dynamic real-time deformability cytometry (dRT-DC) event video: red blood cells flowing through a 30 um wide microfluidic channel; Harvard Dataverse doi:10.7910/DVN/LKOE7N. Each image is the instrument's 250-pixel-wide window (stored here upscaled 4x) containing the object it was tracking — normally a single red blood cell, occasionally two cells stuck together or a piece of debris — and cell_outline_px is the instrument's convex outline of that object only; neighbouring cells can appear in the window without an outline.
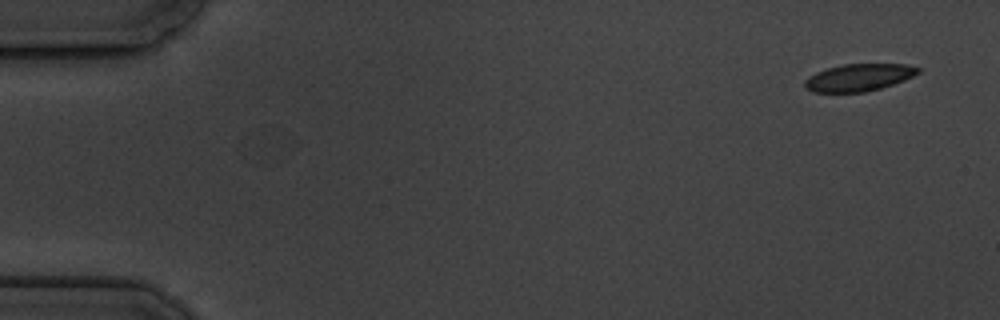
{"species": "common noctule bat (a hibernating species)", "species_latin": "Nyctalus noctula", "temperature_condition": "cold", "stored_images_in_passage": 5, "camera_frame_rate_fps": 3000, "um_per_image_px": 0.085, "animal": {"sex": "male", "body_mass_g": 19.5, "forearm_length_mm": 54.6}, "frame": {"image": 1, "passage_image": 1, "time_ms": 0.0, "image_size_px": [1000, 320], "cell_outline_px": [[920, 72], [904, 80], [868, 92], [812, 92], [804, 88], [804, 80], [808, 76], [816, 72], [828, 68], [844, 64], [908, 64], [920, 68]], "centroid_in_image_um": [72.97, 6.59], "position_along_channel_um": 12.0, "area_um2": 18.03}}
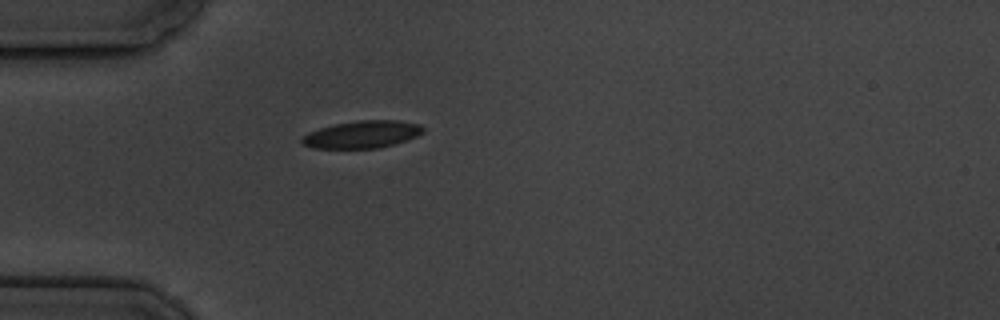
{"frame": {"image": 2, "passage_image": 5, "time_ms": 4.667, "image_size_px": [1000, 320], "cell_outline_px": [[424, 132], [408, 140], [376, 148], [312, 148], [304, 144], [300, 140], [308, 132], [332, 124], [356, 120], [400, 120], [420, 124], [424, 128]], "centroid_in_image_um": [30.79, 11.41], "position_along_channel_um": 54.2, "area_um2": 19.36}}